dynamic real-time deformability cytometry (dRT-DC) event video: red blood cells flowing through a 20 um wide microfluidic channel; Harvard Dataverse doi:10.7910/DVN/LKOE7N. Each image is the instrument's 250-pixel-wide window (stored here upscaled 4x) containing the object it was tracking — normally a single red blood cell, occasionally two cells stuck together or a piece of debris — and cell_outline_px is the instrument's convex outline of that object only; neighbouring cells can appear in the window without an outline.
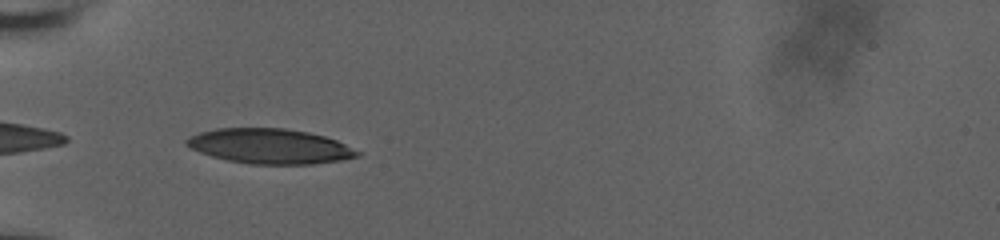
{"species": "human", "species_latin": "Homo sapiens", "temperature_condition": "room temperature", "stored_images_in_passage": 13, "camera_frame_rate_fps": 3000, "um_per_image_px": 0.085, "donor": {"sex": "male"}, "frame": {"image": 1, "passage_image": 1, "time_ms": 0.0, "image_size_px": [1000, 240], "cell_outline_px": [[364, 152], [360, 156], [340, 160], [312, 164], [248, 164], [228, 160], [212, 156], [200, 152], [184, 144], [184, 140], [188, 136], [200, 132], [216, 128], [284, 128], [308, 132], [324, 136], [336, 140]], "centroid_in_image_um": [22.95, 12.43], "position_along_channel_um": 62.1, "area_um2": 34.97}}
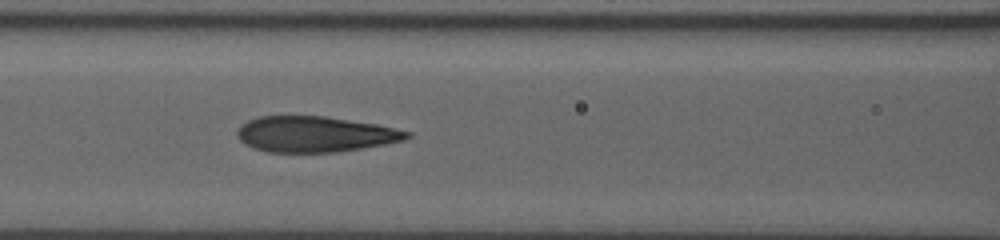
{"frame": {"image": 2, "passage_image": 7, "time_ms": 2.0, "image_size_px": [1000, 240], "cell_outline_px": [[412, 136], [404, 140], [364, 148], [336, 152], [268, 152], [244, 144], [236, 136], [236, 132], [240, 124], [248, 120], [260, 116], [324, 116], [376, 124], [412, 132]], "centroid_in_image_um": [26.76, 11.4], "position_along_channel_um": 139.8, "area_um2": 35.37}}
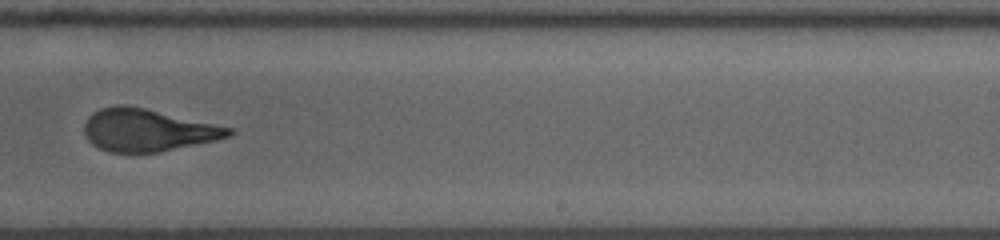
{"frame": {"image": 3, "passage_image": 12, "time_ms": 3.667, "image_size_px": [1000, 240], "cell_outline_px": [[236, 132], [228, 136], [216, 140], [160, 152], [108, 152], [92, 144], [88, 140], [84, 132], [84, 124], [88, 116], [92, 112], [100, 108], [116, 104], [124, 104], [144, 108], [232, 128]], "centroid_in_image_um": [12.5, 11.06], "position_along_channel_um": 276.5, "area_um2": 35.55}}